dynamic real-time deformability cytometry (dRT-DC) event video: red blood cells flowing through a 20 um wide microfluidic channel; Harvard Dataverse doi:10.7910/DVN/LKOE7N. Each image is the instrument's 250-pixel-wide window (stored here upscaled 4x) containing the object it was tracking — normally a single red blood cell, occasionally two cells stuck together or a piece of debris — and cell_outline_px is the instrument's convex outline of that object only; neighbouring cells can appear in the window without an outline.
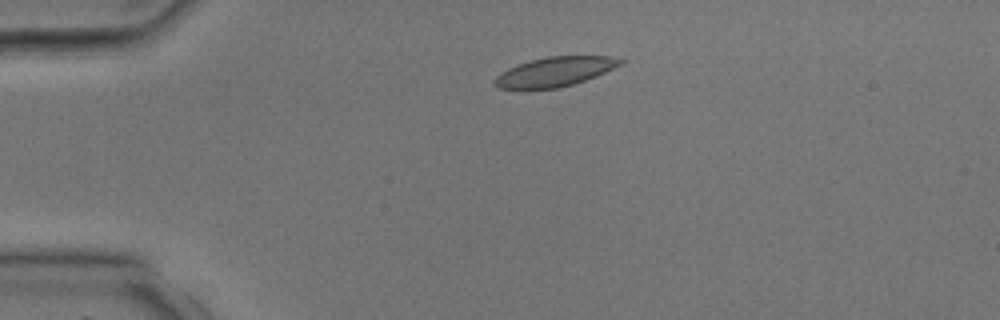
{"species": "common noctule bat (a hibernating species)", "species_latin": "Nyctalus noctula", "temperature_condition": "room temperature", "stored_images_in_passage": 4, "camera_frame_rate_fps": 3000, "um_per_image_px": 0.085, "animal": {"sex": "male", "body_mass_g": 17.9, "forearm_length_mm": 54.2}, "frame": {"image": 1, "passage_image": 2, "time_ms": 1.0, "image_size_px": [1000, 320], "cell_outline_px": [[624, 60], [620, 64], [596, 76], [572, 84], [556, 88], [500, 88], [492, 84], [492, 80], [500, 72], [516, 64], [548, 56], [608, 56]], "centroid_in_image_um": [47.09, 6.09], "position_along_channel_um": 37.9, "area_um2": 21.21}}